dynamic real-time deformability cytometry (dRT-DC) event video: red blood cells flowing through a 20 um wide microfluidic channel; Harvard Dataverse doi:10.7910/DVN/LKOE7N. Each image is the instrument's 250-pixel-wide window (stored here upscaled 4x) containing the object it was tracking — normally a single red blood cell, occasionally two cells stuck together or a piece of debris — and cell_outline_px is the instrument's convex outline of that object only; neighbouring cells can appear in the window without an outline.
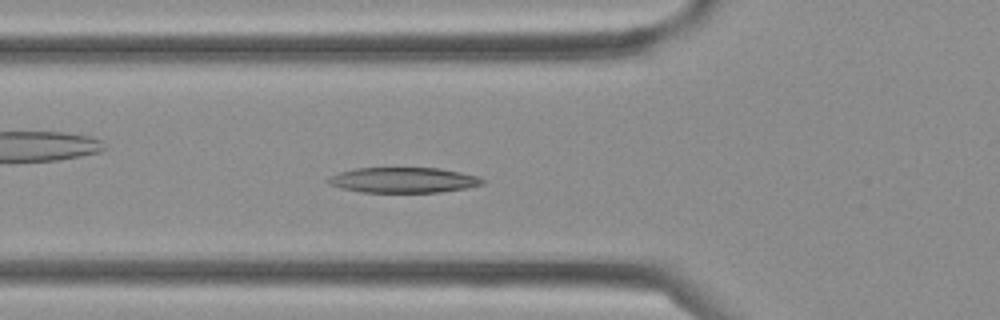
{"species": "Egyptian fruit bat (a non-hibernating species)", "species_latin": "Rousettus aegyptiacus", "temperature_condition": "cold", "stored_images_in_passage": 37, "camera_frame_rate_fps": 3000, "um_per_image_px": 0.085, "frame": {"image": 1, "passage_image": 12, "time_ms": 3.667, "image_size_px": [1000, 320], "cell_outline_px": [[488, 180], [484, 184], [468, 188], [440, 192], [360, 192], [340, 188], [328, 184], [324, 180], [328, 176], [340, 172], [356, 168], [440, 168], [480, 176]], "centroid_in_image_um": [34.3, 15.31], "position_along_channel_um": 91.5, "area_um2": 23.18}}
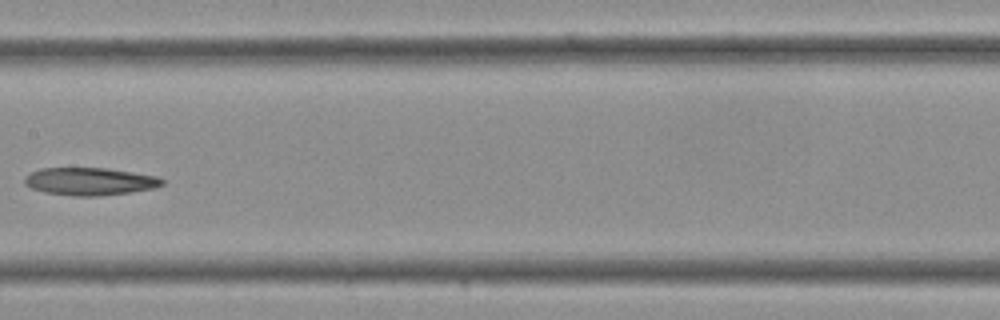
{"frame": {"image": 2, "passage_image": 18, "time_ms": 5.667, "image_size_px": [1000, 320], "cell_outline_px": [[164, 184], [156, 188], [100, 196], [72, 196], [44, 192], [32, 188], [24, 184], [24, 176], [40, 168], [108, 168], [156, 176], [164, 180]], "centroid_in_image_um": [7.62, 15.42], "position_along_channel_um": 199.8, "area_um2": 22.2}}
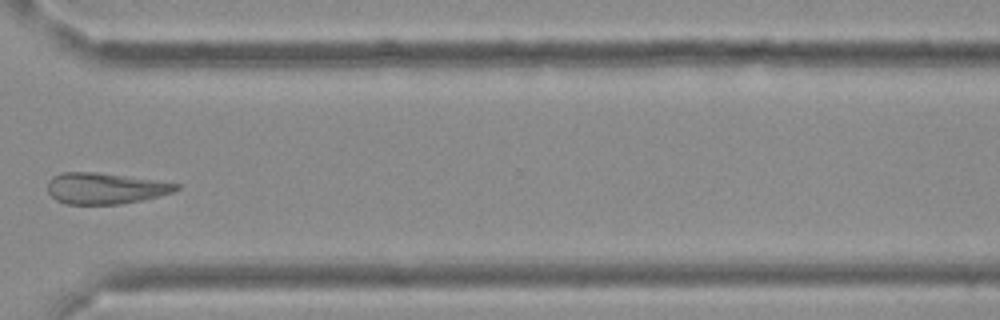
{"frame": {"image": 3, "passage_image": 27, "time_ms": 8.667, "image_size_px": [1000, 320], "cell_outline_px": [[180, 188], [172, 192], [140, 200], [120, 204], [68, 204], [56, 200], [48, 192], [48, 180], [52, 176], [60, 172], [96, 172], [180, 184]], "centroid_in_image_um": [8.88, 16.0], "position_along_channel_um": 361.7, "area_um2": 23.0}}